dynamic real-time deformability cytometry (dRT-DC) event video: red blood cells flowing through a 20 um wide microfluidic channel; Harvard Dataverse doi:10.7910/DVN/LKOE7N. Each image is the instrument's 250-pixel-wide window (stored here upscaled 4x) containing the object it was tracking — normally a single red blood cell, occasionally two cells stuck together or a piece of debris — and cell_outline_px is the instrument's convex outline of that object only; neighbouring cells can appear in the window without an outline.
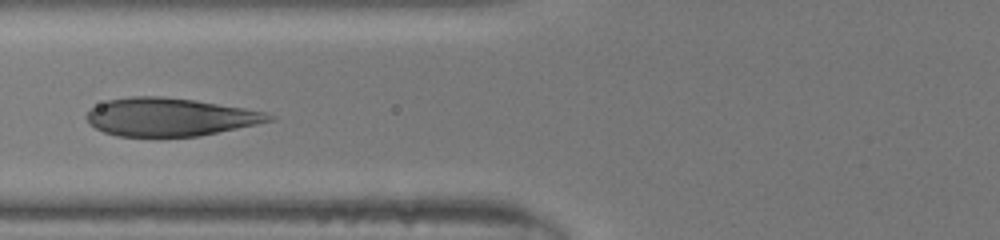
{"species": "human", "species_latin": "Homo sapiens", "temperature_condition": "room temperature", "stored_images_in_passage": 45, "camera_frame_rate_fps": 3000, "um_per_image_px": 0.085, "donor": {"sex": "male"}, "frame": {"image": 1, "passage_image": 18, "time_ms": 5.667, "image_size_px": [1000, 240], "cell_outline_px": [[276, 120], [200, 136], [116, 136], [104, 132], [96, 128], [88, 120], [88, 112], [92, 108], [108, 100], [132, 96], [160, 96], [196, 100], [268, 112], [276, 116]], "centroid_in_image_um": [14.51, 9.94], "position_along_channel_um": 111.3, "area_um2": 40.29}}
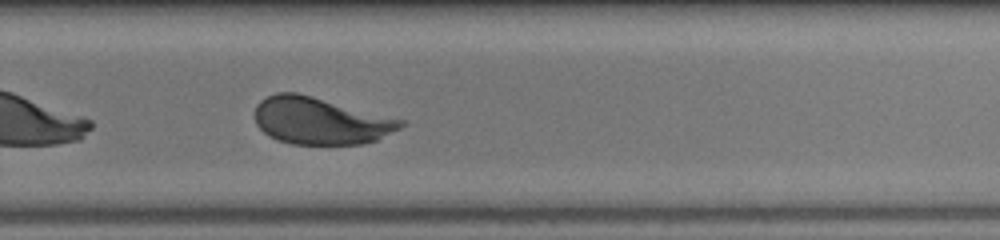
{"frame": {"image": 2, "passage_image": 31, "time_ms": 10.0, "image_size_px": [1000, 240], "cell_outline_px": [[408, 124], [376, 140], [360, 144], [292, 144], [276, 140], [264, 132], [256, 124], [256, 104], [260, 100], [276, 92], [296, 92], [312, 96], [404, 120]], "centroid_in_image_um": [27.22, 10.27], "position_along_channel_um": 302.6, "area_um2": 39.77}}
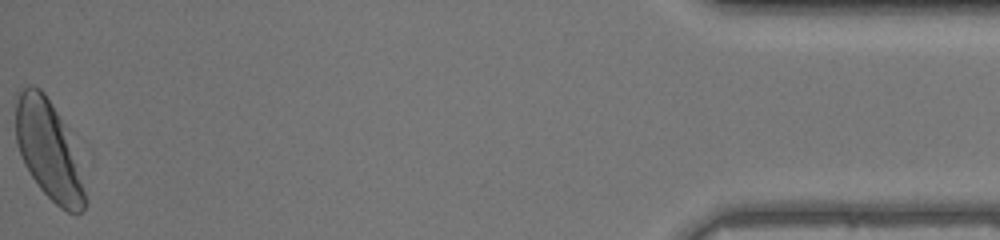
{"frame": {"image": 3, "passage_image": 45, "time_ms": 14.667, "image_size_px": [1000, 240], "cell_outline_px": [[84, 208], [76, 216], [60, 208], [40, 188], [24, 164], [16, 144], [16, 92], [28, 84], [32, 84], [40, 88], [44, 92], [64, 124], [84, 192]], "centroid_in_image_um": [4.04, 12.7], "position_along_channel_um": 431.2, "area_um2": 38.55}}